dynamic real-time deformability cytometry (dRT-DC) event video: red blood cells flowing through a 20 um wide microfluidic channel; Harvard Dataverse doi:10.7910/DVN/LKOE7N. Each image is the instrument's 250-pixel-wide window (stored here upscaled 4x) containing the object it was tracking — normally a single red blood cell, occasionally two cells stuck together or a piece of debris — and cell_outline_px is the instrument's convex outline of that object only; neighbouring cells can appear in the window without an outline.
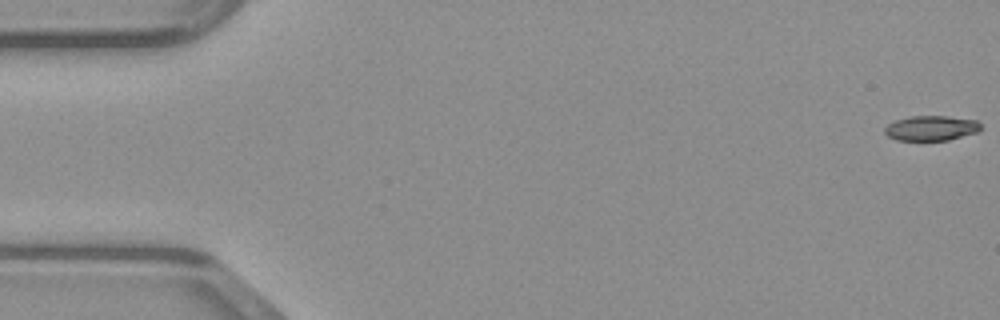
{"species": "common noctule bat (a hibernating species)", "species_latin": "Nyctalus noctula", "temperature_condition": "warm", "stored_images_in_passage": 49, "camera_frame_rate_fps": 3000, "um_per_image_px": 0.085, "animal": {"sex": "male", "body_mass_g": 23.1, "forearm_length_mm": 52.7}, "frame": {"image": 1, "passage_image": 1, "time_ms": 0.0, "image_size_px": [1000, 320], "cell_outline_px": [[980, 128], [976, 132], [948, 140], [896, 140], [888, 136], [884, 132], [884, 128], [888, 124], [896, 120], [912, 116], [944, 116], [976, 120], [980, 124]], "centroid_in_image_um": [79.11, 10.89], "position_along_channel_um": 5.9, "area_um2": 13.76}}
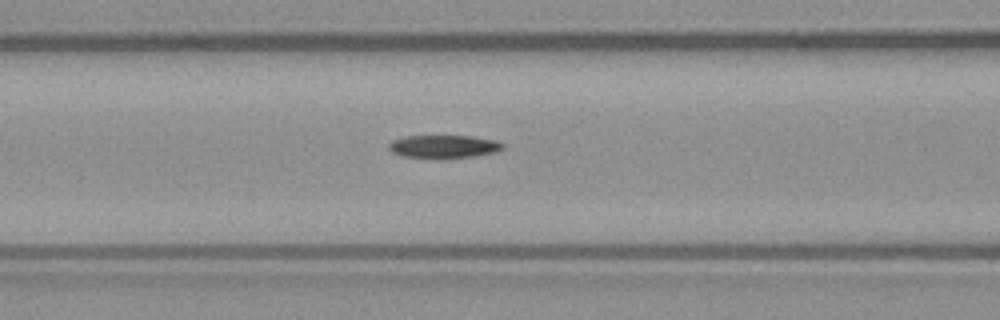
{"frame": {"image": 2, "passage_image": 20, "time_ms": 6.333, "image_size_px": [1000, 320], "cell_outline_px": [[504, 148], [496, 152], [472, 156], [404, 156], [392, 152], [388, 148], [388, 144], [392, 140], [404, 136], [472, 136], [492, 140], [504, 144]], "centroid_in_image_um": [37.7, 12.41], "position_along_channel_um": 128.9, "area_um2": 14.57}}
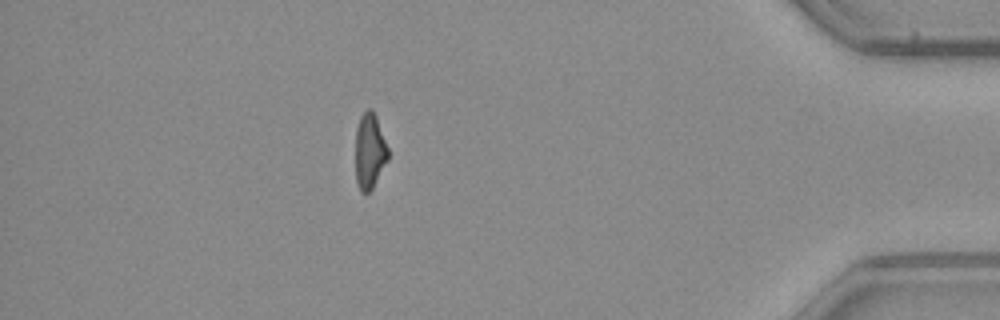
{"frame": {"image": 3, "passage_image": 43, "time_ms": 14.0, "image_size_px": [1000, 320], "cell_outline_px": [[388, 160], [372, 188], [368, 192], [360, 192], [356, 180], [356, 128], [360, 116], [368, 108], [372, 108], [376, 116], [388, 148]], "centroid_in_image_um": [31.42, 12.82], "position_along_channel_um": 403.8, "area_um2": 14.28}}